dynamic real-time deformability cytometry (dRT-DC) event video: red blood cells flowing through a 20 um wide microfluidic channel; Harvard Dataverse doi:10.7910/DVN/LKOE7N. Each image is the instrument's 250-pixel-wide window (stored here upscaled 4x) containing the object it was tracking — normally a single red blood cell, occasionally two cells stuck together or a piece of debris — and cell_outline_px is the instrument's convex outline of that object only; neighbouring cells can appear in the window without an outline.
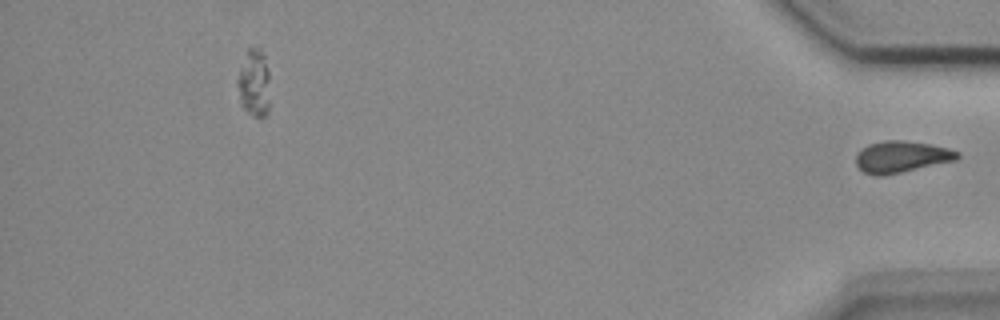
{"species": "common noctule bat (a hibernating species)", "species_latin": "Nyctalus noctula", "temperature_condition": "cold", "stored_images_in_passage": 40, "segment_of_instrument_passage": [2, 2], "camera_frame_rate_fps": 3000, "um_per_image_px": 0.085, "animal": {"sex": "female", "body_mass_g": 18.4}, "frame": {"image": 1, "passage_image": 40, "time_ms": 13.0, "image_size_px": [1000, 320], "cell_outline_px": [[960, 156], [956, 160], [884, 176], [876, 176], [864, 172], [856, 164], [856, 156], [860, 148], [868, 144], [884, 140], [904, 140], [928, 144], [948, 148], [960, 152]], "centroid_in_image_um": [76.6, 13.32], "position_along_channel_um": 358.6, "area_um2": 18.73}}